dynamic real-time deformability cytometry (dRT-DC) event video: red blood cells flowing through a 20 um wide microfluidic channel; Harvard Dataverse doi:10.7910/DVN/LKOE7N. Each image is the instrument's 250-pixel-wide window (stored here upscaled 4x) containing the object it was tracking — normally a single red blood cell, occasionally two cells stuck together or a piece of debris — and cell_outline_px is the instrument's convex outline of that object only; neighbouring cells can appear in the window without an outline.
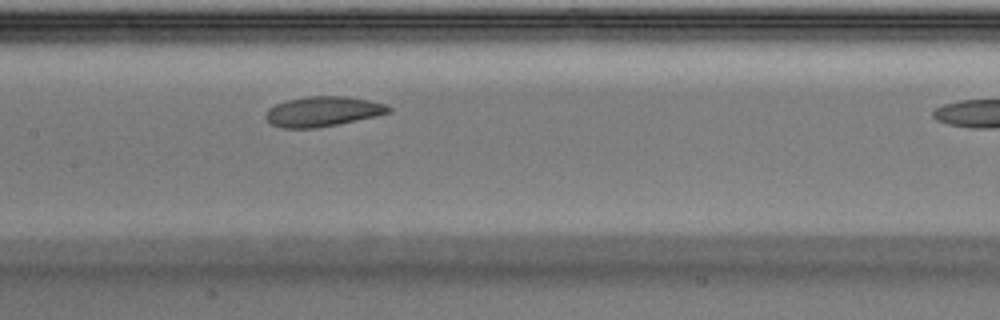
{"species": "Egyptian fruit bat (a non-hibernating species)", "species_latin": "Rousettus aegyptiacus", "temperature_condition": "warm", "stored_images_in_passage": 10, "camera_frame_rate_fps": 3000, "um_per_image_px": 0.085, "animal": {"sex": "male"}, "frame": {"image": 1, "passage_image": 9, "time_ms": 2.667, "image_size_px": [1000, 320], "cell_outline_px": [[392, 112], [376, 116], [316, 128], [284, 128], [272, 124], [264, 116], [268, 108], [276, 104], [288, 100], [308, 96], [344, 96], [368, 100], [384, 104], [392, 108]], "centroid_in_image_um": [27.43, 9.47], "position_along_channel_um": 180.0, "area_um2": 21.27}}